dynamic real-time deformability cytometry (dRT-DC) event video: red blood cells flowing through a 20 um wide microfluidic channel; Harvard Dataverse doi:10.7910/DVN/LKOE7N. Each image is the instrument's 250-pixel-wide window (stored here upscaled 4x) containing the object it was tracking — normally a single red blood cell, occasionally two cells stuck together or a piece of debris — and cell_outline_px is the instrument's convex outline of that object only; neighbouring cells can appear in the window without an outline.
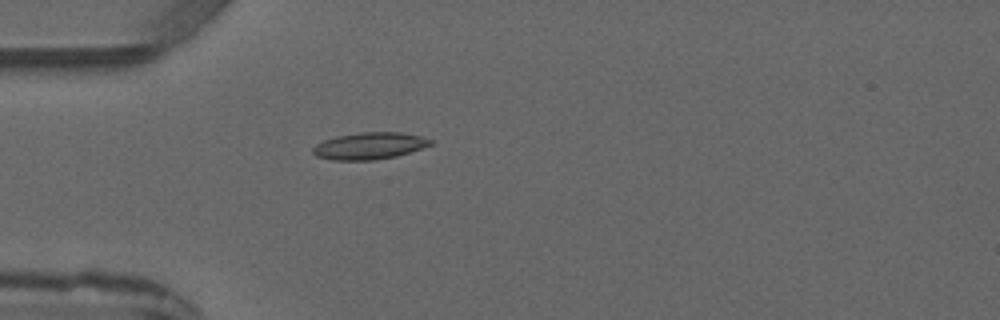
{"species": "common noctule bat (a hibernating species)", "species_latin": "Nyctalus noctula", "temperature_condition": "warm", "stored_images_in_passage": 1, "camera_frame_rate_fps": 3000, "um_per_image_px": 0.085, "animal": {"sex": "male", "forearm_length_mm": 52.5}, "frame": {"image": 1, "passage_image": 1, "time_ms": 0.0, "image_size_px": [1000, 320], "cell_outline_px": [[432, 144], [396, 156], [376, 160], [332, 160], [316, 156], [312, 152], [312, 148], [316, 144], [324, 140], [336, 136], [360, 132], [400, 132], [420, 136], [432, 140]], "centroid_in_image_um": [31.36, 12.4], "position_along_channel_um": 53.6, "area_um2": 18.32}}